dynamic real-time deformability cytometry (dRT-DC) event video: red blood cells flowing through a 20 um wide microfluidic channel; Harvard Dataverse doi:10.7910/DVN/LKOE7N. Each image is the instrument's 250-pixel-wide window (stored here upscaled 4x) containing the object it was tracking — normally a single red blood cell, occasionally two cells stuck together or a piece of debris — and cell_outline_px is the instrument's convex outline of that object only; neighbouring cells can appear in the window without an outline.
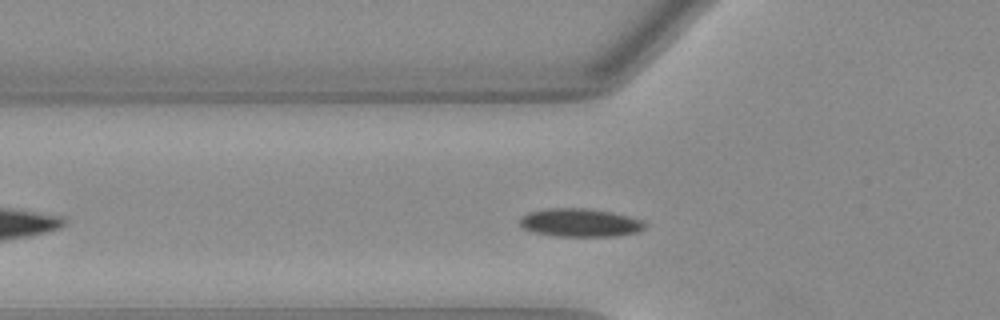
{"species": "Egyptian fruit bat (a non-hibernating species)", "species_latin": "Rousettus aegyptiacus", "temperature_condition": "warm", "stored_images_in_passage": 39, "camera_frame_rate_fps": 3000, "um_per_image_px": 0.085, "animal": {"sex": "female"}, "frame": {"image": 1, "passage_image": 9, "time_ms": 2.667, "image_size_px": [1000, 320], "cell_outline_px": [[644, 228], [640, 232], [616, 236], [552, 236], [532, 232], [524, 228], [520, 224], [520, 216], [528, 212], [548, 208], [584, 208], [612, 212], [628, 216], [640, 220], [644, 224]], "centroid_in_image_um": [49.26, 18.93], "position_along_channel_um": 76.5, "area_um2": 20.63}}
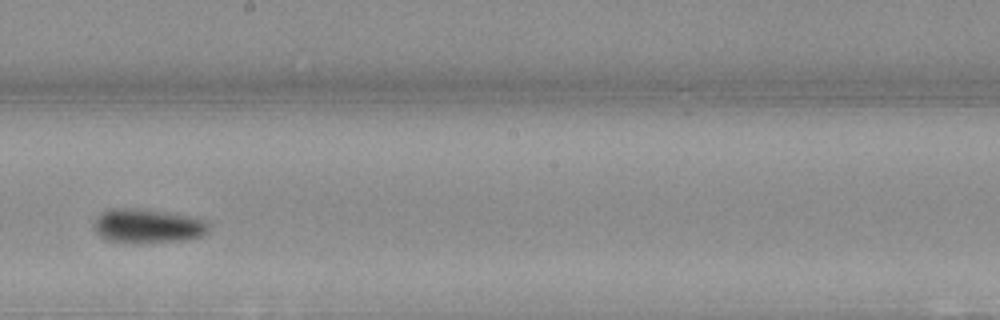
{"frame": {"image": 2, "passage_image": 21, "time_ms": 6.667, "image_size_px": [1000, 320], "cell_outline_px": [[212, 228], [204, 236], [188, 240], [108, 240], [100, 236], [96, 232], [96, 220], [100, 212], [112, 208], [128, 208], [168, 212], [208, 220], [212, 224]], "centroid_in_image_um": [12.68, 19.16], "position_along_channel_um": 235.5, "area_um2": 22.14}}
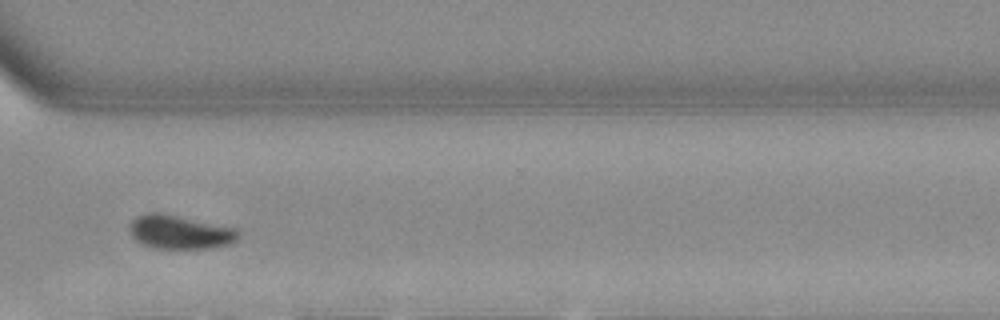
{"frame": {"image": 3, "passage_image": 30, "time_ms": 9.667, "image_size_px": [1000, 320], "cell_outline_px": [[240, 236], [236, 240], [228, 244], [212, 248], [152, 248], [140, 244], [132, 236], [132, 220], [148, 212], [156, 212], [236, 228]], "centroid_in_image_um": [15.3, 19.75], "position_along_channel_um": 355.3, "area_um2": 20.92}, "authors_computed_cell_mechanics": {"area_um2": 20.6346, "velocity_mm_per_s": 3.9922, "shape_relaxation_time_tau1_ms": 6.712, "shape_relaxation_time_tau2_ms": 1.702, "deformation_change_tau1": 0.1432, "deformation_change_tau2": 0.0458}}